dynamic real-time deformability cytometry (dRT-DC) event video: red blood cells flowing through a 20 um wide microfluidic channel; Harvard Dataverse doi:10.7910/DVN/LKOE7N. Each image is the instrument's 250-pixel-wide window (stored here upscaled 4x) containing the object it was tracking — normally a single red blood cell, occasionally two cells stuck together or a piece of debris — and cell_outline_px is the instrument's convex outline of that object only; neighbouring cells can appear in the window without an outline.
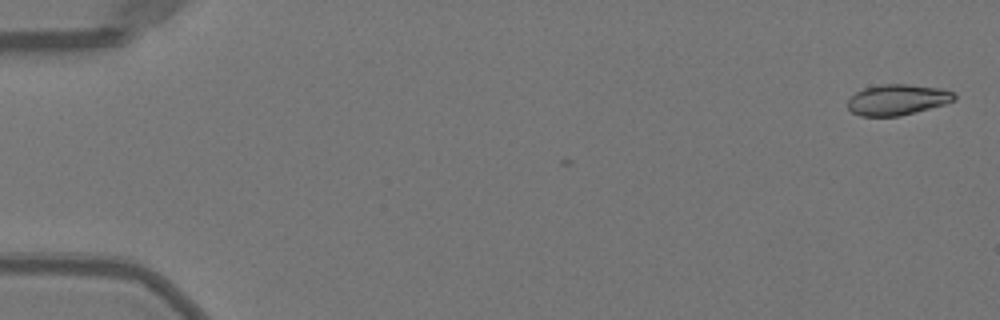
{"species": "Egyptian fruit bat (a non-hibernating species)", "species_latin": "Rousettus aegyptiacus", "temperature_condition": "warm", "stored_images_in_passage": 3, "camera_frame_rate_fps": 3000, "um_per_image_px": 0.085, "animal": {"sex": "female"}, "frame": {"image": 1, "passage_image": 1, "time_ms": 0.0, "image_size_px": [1000, 320], "cell_outline_px": [[956, 100], [944, 104], [900, 116], [860, 116], [852, 112], [848, 108], [848, 100], [856, 92], [864, 88], [880, 84], [908, 84], [940, 88], [952, 92], [956, 96]], "centroid_in_image_um": [76.27, 8.47], "position_along_channel_um": 8.7, "area_um2": 19.02}}